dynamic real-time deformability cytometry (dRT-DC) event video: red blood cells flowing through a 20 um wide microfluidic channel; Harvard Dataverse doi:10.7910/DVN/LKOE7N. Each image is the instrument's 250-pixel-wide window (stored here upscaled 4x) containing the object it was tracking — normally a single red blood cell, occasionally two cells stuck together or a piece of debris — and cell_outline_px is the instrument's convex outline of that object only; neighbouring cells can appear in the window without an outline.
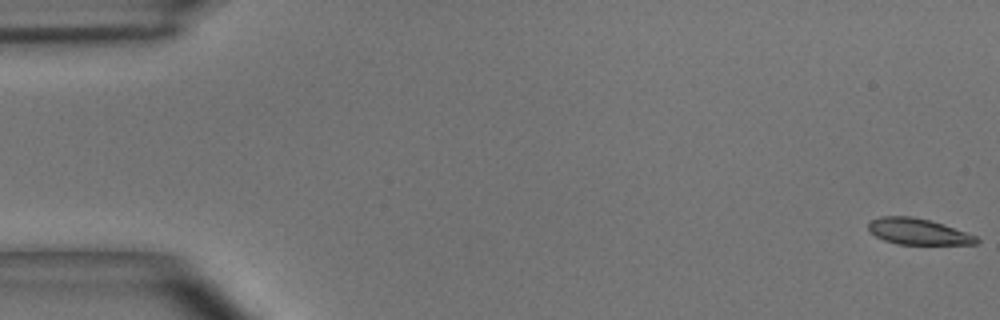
{"species": "common noctule bat (a hibernating species)", "species_latin": "Nyctalus noctula", "temperature_condition": "room temperature", "stored_images_in_passage": 51, "camera_frame_rate_fps": 3000, "um_per_image_px": 0.085, "animal": {"sex": "male", "body_mass_g": 15.6}, "frame": {"image": 1, "passage_image": 1, "time_ms": 0.0, "image_size_px": [1000, 320], "cell_outline_px": [[980, 240], [976, 244], [896, 244], [884, 240], [876, 236], [868, 228], [868, 224], [872, 220], [880, 216], [912, 216], [944, 224], [976, 236]], "centroid_in_image_um": [78.03, 19.68], "position_along_channel_um": 7.0, "area_um2": 16.3}}
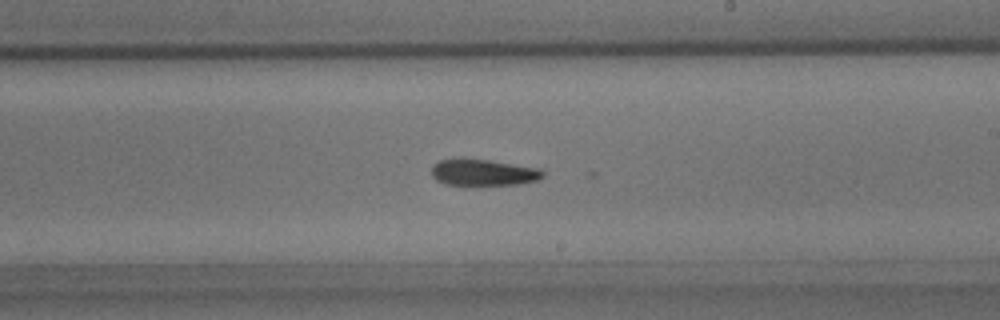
{"frame": {"image": 2, "passage_image": 30, "time_ms": 9.667, "image_size_px": [1000, 320], "cell_outline_px": [[544, 176], [536, 180], [520, 184], [444, 184], [436, 180], [432, 176], [432, 168], [440, 160], [460, 156], [464, 156], [540, 168], [544, 172]], "centroid_in_image_um": [41.06, 14.62], "position_along_channel_um": 247.9, "area_um2": 17.34}}
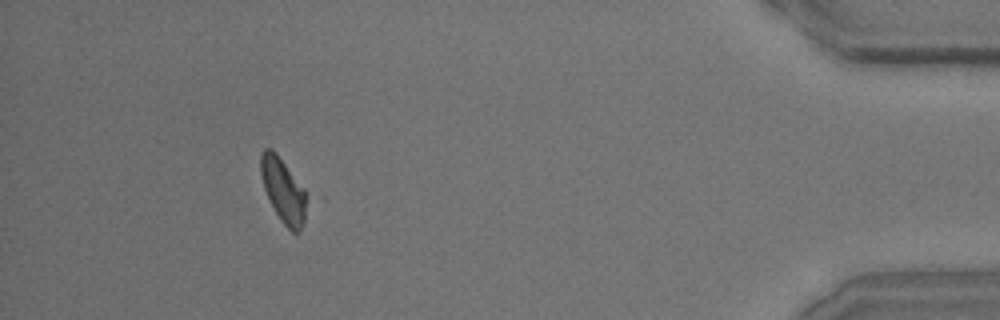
{"frame": {"image": 3, "passage_image": 47, "time_ms": 15.333, "image_size_px": [1000, 320], "cell_outline_px": [[312, 200], [300, 232], [292, 232], [280, 220], [264, 188], [260, 172], [260, 152], [264, 148], [272, 148], [276, 152], [312, 196]], "centroid_in_image_um": [24.17, 16.18], "position_along_channel_um": 411.0, "area_um2": 18.03}}